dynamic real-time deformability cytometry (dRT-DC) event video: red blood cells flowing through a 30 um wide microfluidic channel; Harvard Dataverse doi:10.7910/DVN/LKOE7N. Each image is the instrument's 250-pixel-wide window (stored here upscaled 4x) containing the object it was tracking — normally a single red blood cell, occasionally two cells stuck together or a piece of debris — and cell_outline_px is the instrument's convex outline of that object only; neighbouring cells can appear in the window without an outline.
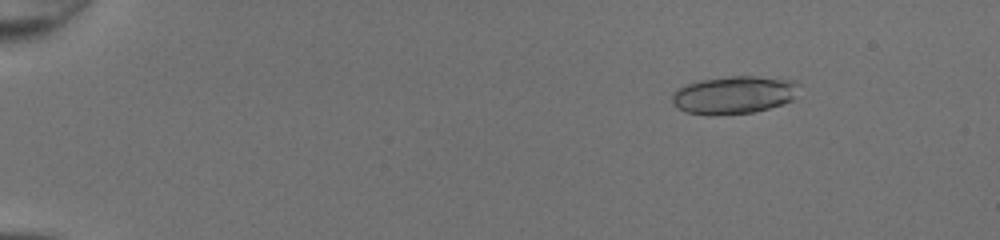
{"species": "common noctule bat (a hibernating species)", "species_latin": "Nyctalus noctula", "temperature_condition": "room temperature", "stored_images_in_passage": 50, "segment_of_instrument_passage": [1, 2], "camera_frame_rate_fps": 3000, "um_per_image_px": 0.085, "animal": {"sex": "female", "body_mass_g": 20.0, "forearm_length_mm": 54.0}, "frame": {"image": 1, "passage_image": 8, "time_ms": 2.333, "image_size_px": [1000, 240], "cell_outline_px": [[800, 84], [792, 100], [768, 108], [752, 112], [716, 116], [712, 116], [684, 112], [672, 104], [672, 92], [688, 84], [700, 80], [732, 76], [756, 76], [796, 80]], "centroid_in_image_um": [62.37, 8.07], "position_along_channel_um": 22.6, "area_um2": 28.09}}
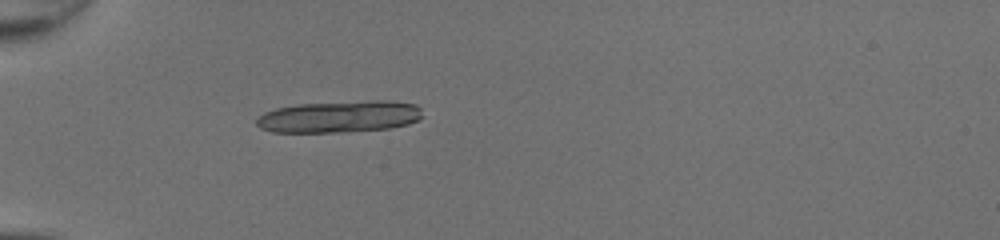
{"frame": {"image": 2, "passage_image": 18, "time_ms": 5.667, "image_size_px": [1000, 240], "cell_outline_px": [[424, 116], [420, 120], [408, 124], [388, 128], [344, 132], [272, 132], [260, 128], [256, 124], [256, 116], [264, 112], [276, 108], [296, 104], [372, 100], [388, 100], [416, 104], [420, 108]], "centroid_in_image_um": [28.85, 9.91], "position_along_channel_um": 56.1, "area_um2": 31.15}}